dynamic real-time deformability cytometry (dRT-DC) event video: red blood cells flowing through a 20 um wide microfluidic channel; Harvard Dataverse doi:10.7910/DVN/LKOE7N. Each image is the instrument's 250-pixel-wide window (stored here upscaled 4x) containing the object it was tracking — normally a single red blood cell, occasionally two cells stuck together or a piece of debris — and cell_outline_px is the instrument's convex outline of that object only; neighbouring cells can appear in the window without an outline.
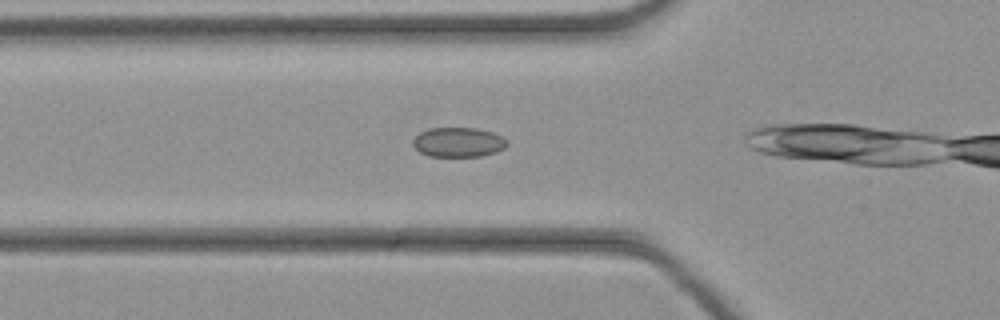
{"species": "common noctule bat (a hibernating species)", "species_latin": "Nyctalus noctula", "temperature_condition": "cold", "stored_images_in_passage": 9, "camera_frame_rate_fps": 3000, "um_per_image_px": 0.085, "animal": {"sex": "female", "body_mass_g": 21.9}, "frame": {"image": 1, "passage_image": 3, "time_ms": 0.667, "image_size_px": [1000, 320], "cell_outline_px": [[508, 144], [504, 148], [496, 152], [480, 156], [428, 156], [420, 152], [412, 144], [412, 140], [420, 132], [428, 128], [476, 128], [492, 132], [508, 140]], "centroid_in_image_um": [38.95, 12.08], "position_along_channel_um": 86.9, "area_um2": 16.24}}
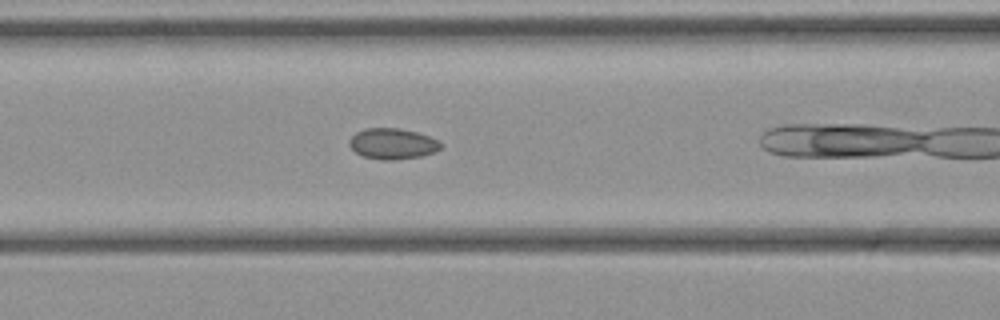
{"frame": {"image": 2, "passage_image": 6, "time_ms": 1.667, "image_size_px": [1000, 320], "cell_outline_px": [[444, 144], [440, 148], [432, 152], [420, 156], [388, 160], [380, 160], [364, 156], [356, 152], [348, 144], [348, 140], [356, 132], [364, 128], [400, 128], [416, 132], [440, 140]], "centroid_in_image_um": [33.36, 12.2], "position_along_channel_um": 133.2, "area_um2": 16.36}}
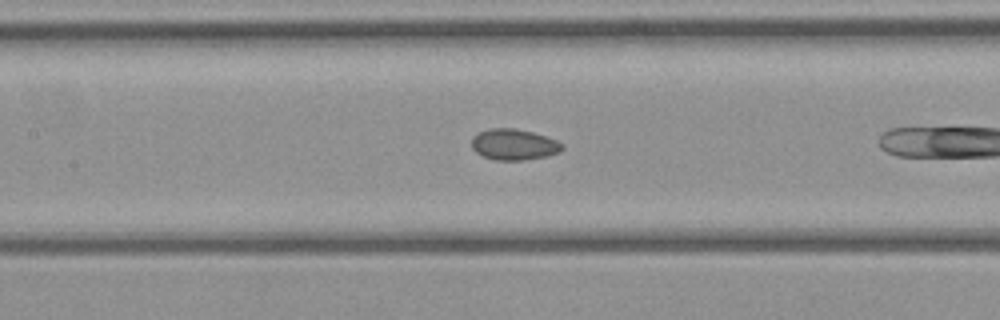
{"frame": {"image": 3, "passage_image": 8, "time_ms": 2.333, "image_size_px": [1000, 320], "cell_outline_px": [[564, 148], [560, 152], [548, 156], [524, 160], [496, 160], [484, 156], [476, 152], [472, 148], [472, 136], [488, 128], [516, 128], [532, 132], [556, 140], [564, 144]], "centroid_in_image_um": [43.7, 12.28], "position_along_channel_um": 163.7, "area_um2": 16.42}}